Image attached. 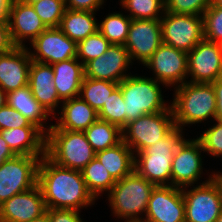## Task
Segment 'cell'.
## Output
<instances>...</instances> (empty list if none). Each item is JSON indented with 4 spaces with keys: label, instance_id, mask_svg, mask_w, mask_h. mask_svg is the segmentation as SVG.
Returning <instances> with one entry per match:
<instances>
[{
    "label": "cell",
    "instance_id": "cell-6",
    "mask_svg": "<svg viewBox=\"0 0 222 222\" xmlns=\"http://www.w3.org/2000/svg\"><path fill=\"white\" fill-rule=\"evenodd\" d=\"M46 156L58 166L81 171L95 158L96 152L84 132L49 129Z\"/></svg>",
    "mask_w": 222,
    "mask_h": 222
},
{
    "label": "cell",
    "instance_id": "cell-3",
    "mask_svg": "<svg viewBox=\"0 0 222 222\" xmlns=\"http://www.w3.org/2000/svg\"><path fill=\"white\" fill-rule=\"evenodd\" d=\"M183 129L174 127L154 145L135 154L134 170L155 186L171 185L172 160L184 139Z\"/></svg>",
    "mask_w": 222,
    "mask_h": 222
},
{
    "label": "cell",
    "instance_id": "cell-9",
    "mask_svg": "<svg viewBox=\"0 0 222 222\" xmlns=\"http://www.w3.org/2000/svg\"><path fill=\"white\" fill-rule=\"evenodd\" d=\"M38 156L15 155L0 166V205L37 185Z\"/></svg>",
    "mask_w": 222,
    "mask_h": 222
},
{
    "label": "cell",
    "instance_id": "cell-49",
    "mask_svg": "<svg viewBox=\"0 0 222 222\" xmlns=\"http://www.w3.org/2000/svg\"><path fill=\"white\" fill-rule=\"evenodd\" d=\"M211 5L222 7V0H212Z\"/></svg>",
    "mask_w": 222,
    "mask_h": 222
},
{
    "label": "cell",
    "instance_id": "cell-43",
    "mask_svg": "<svg viewBox=\"0 0 222 222\" xmlns=\"http://www.w3.org/2000/svg\"><path fill=\"white\" fill-rule=\"evenodd\" d=\"M216 98L215 120L222 121V78L212 82Z\"/></svg>",
    "mask_w": 222,
    "mask_h": 222
},
{
    "label": "cell",
    "instance_id": "cell-34",
    "mask_svg": "<svg viewBox=\"0 0 222 222\" xmlns=\"http://www.w3.org/2000/svg\"><path fill=\"white\" fill-rule=\"evenodd\" d=\"M112 44L99 32L77 43L76 58L85 66L89 61L103 55Z\"/></svg>",
    "mask_w": 222,
    "mask_h": 222
},
{
    "label": "cell",
    "instance_id": "cell-48",
    "mask_svg": "<svg viewBox=\"0 0 222 222\" xmlns=\"http://www.w3.org/2000/svg\"><path fill=\"white\" fill-rule=\"evenodd\" d=\"M212 173V179L218 180L220 182H222V172L218 171V172H211Z\"/></svg>",
    "mask_w": 222,
    "mask_h": 222
},
{
    "label": "cell",
    "instance_id": "cell-50",
    "mask_svg": "<svg viewBox=\"0 0 222 222\" xmlns=\"http://www.w3.org/2000/svg\"><path fill=\"white\" fill-rule=\"evenodd\" d=\"M17 1L23 2L26 4H33V3L39 2L40 0H17Z\"/></svg>",
    "mask_w": 222,
    "mask_h": 222
},
{
    "label": "cell",
    "instance_id": "cell-36",
    "mask_svg": "<svg viewBox=\"0 0 222 222\" xmlns=\"http://www.w3.org/2000/svg\"><path fill=\"white\" fill-rule=\"evenodd\" d=\"M202 17L204 39L218 43L222 39V7L210 5Z\"/></svg>",
    "mask_w": 222,
    "mask_h": 222
},
{
    "label": "cell",
    "instance_id": "cell-17",
    "mask_svg": "<svg viewBox=\"0 0 222 222\" xmlns=\"http://www.w3.org/2000/svg\"><path fill=\"white\" fill-rule=\"evenodd\" d=\"M132 63L124 45L112 44L103 55L84 66L85 77L120 83L131 75L127 72Z\"/></svg>",
    "mask_w": 222,
    "mask_h": 222
},
{
    "label": "cell",
    "instance_id": "cell-32",
    "mask_svg": "<svg viewBox=\"0 0 222 222\" xmlns=\"http://www.w3.org/2000/svg\"><path fill=\"white\" fill-rule=\"evenodd\" d=\"M131 19L160 20L165 13V0H120Z\"/></svg>",
    "mask_w": 222,
    "mask_h": 222
},
{
    "label": "cell",
    "instance_id": "cell-53",
    "mask_svg": "<svg viewBox=\"0 0 222 222\" xmlns=\"http://www.w3.org/2000/svg\"><path fill=\"white\" fill-rule=\"evenodd\" d=\"M218 43H219L220 49L222 51V39Z\"/></svg>",
    "mask_w": 222,
    "mask_h": 222
},
{
    "label": "cell",
    "instance_id": "cell-37",
    "mask_svg": "<svg viewBox=\"0 0 222 222\" xmlns=\"http://www.w3.org/2000/svg\"><path fill=\"white\" fill-rule=\"evenodd\" d=\"M213 127L204 130L197 139L202 145L203 153L212 155V157L222 158V121L214 120Z\"/></svg>",
    "mask_w": 222,
    "mask_h": 222
},
{
    "label": "cell",
    "instance_id": "cell-15",
    "mask_svg": "<svg viewBox=\"0 0 222 222\" xmlns=\"http://www.w3.org/2000/svg\"><path fill=\"white\" fill-rule=\"evenodd\" d=\"M162 43L160 20H131L124 44L131 61L144 65Z\"/></svg>",
    "mask_w": 222,
    "mask_h": 222
},
{
    "label": "cell",
    "instance_id": "cell-31",
    "mask_svg": "<svg viewBox=\"0 0 222 222\" xmlns=\"http://www.w3.org/2000/svg\"><path fill=\"white\" fill-rule=\"evenodd\" d=\"M131 18L121 12H113L108 14L103 21L98 24V31L111 43L116 45H124Z\"/></svg>",
    "mask_w": 222,
    "mask_h": 222
},
{
    "label": "cell",
    "instance_id": "cell-45",
    "mask_svg": "<svg viewBox=\"0 0 222 222\" xmlns=\"http://www.w3.org/2000/svg\"><path fill=\"white\" fill-rule=\"evenodd\" d=\"M12 0H0V22L8 21V14Z\"/></svg>",
    "mask_w": 222,
    "mask_h": 222
},
{
    "label": "cell",
    "instance_id": "cell-52",
    "mask_svg": "<svg viewBox=\"0 0 222 222\" xmlns=\"http://www.w3.org/2000/svg\"><path fill=\"white\" fill-rule=\"evenodd\" d=\"M215 222H222V211H221V214L219 215V217L216 219Z\"/></svg>",
    "mask_w": 222,
    "mask_h": 222
},
{
    "label": "cell",
    "instance_id": "cell-4",
    "mask_svg": "<svg viewBox=\"0 0 222 222\" xmlns=\"http://www.w3.org/2000/svg\"><path fill=\"white\" fill-rule=\"evenodd\" d=\"M154 187L155 185L135 170L116 181L107 194L112 214L125 222H137L143 219Z\"/></svg>",
    "mask_w": 222,
    "mask_h": 222
},
{
    "label": "cell",
    "instance_id": "cell-16",
    "mask_svg": "<svg viewBox=\"0 0 222 222\" xmlns=\"http://www.w3.org/2000/svg\"><path fill=\"white\" fill-rule=\"evenodd\" d=\"M144 218L156 222H185L182 188L172 185L155 186Z\"/></svg>",
    "mask_w": 222,
    "mask_h": 222
},
{
    "label": "cell",
    "instance_id": "cell-11",
    "mask_svg": "<svg viewBox=\"0 0 222 222\" xmlns=\"http://www.w3.org/2000/svg\"><path fill=\"white\" fill-rule=\"evenodd\" d=\"M154 73L151 77L165 87H178L187 82V53L162 43L143 65Z\"/></svg>",
    "mask_w": 222,
    "mask_h": 222
},
{
    "label": "cell",
    "instance_id": "cell-27",
    "mask_svg": "<svg viewBox=\"0 0 222 222\" xmlns=\"http://www.w3.org/2000/svg\"><path fill=\"white\" fill-rule=\"evenodd\" d=\"M96 12L66 9L59 29L76 43L98 31Z\"/></svg>",
    "mask_w": 222,
    "mask_h": 222
},
{
    "label": "cell",
    "instance_id": "cell-22",
    "mask_svg": "<svg viewBox=\"0 0 222 222\" xmlns=\"http://www.w3.org/2000/svg\"><path fill=\"white\" fill-rule=\"evenodd\" d=\"M0 134L15 155H46V134L37 126L3 129Z\"/></svg>",
    "mask_w": 222,
    "mask_h": 222
},
{
    "label": "cell",
    "instance_id": "cell-40",
    "mask_svg": "<svg viewBox=\"0 0 222 222\" xmlns=\"http://www.w3.org/2000/svg\"><path fill=\"white\" fill-rule=\"evenodd\" d=\"M80 212L74 209L47 208L49 222H84Z\"/></svg>",
    "mask_w": 222,
    "mask_h": 222
},
{
    "label": "cell",
    "instance_id": "cell-21",
    "mask_svg": "<svg viewBox=\"0 0 222 222\" xmlns=\"http://www.w3.org/2000/svg\"><path fill=\"white\" fill-rule=\"evenodd\" d=\"M31 62L27 46L0 54V88L8 94L27 86Z\"/></svg>",
    "mask_w": 222,
    "mask_h": 222
},
{
    "label": "cell",
    "instance_id": "cell-38",
    "mask_svg": "<svg viewBox=\"0 0 222 222\" xmlns=\"http://www.w3.org/2000/svg\"><path fill=\"white\" fill-rule=\"evenodd\" d=\"M212 0H165V11L202 16Z\"/></svg>",
    "mask_w": 222,
    "mask_h": 222
},
{
    "label": "cell",
    "instance_id": "cell-33",
    "mask_svg": "<svg viewBox=\"0 0 222 222\" xmlns=\"http://www.w3.org/2000/svg\"><path fill=\"white\" fill-rule=\"evenodd\" d=\"M98 118L117 125L121 130L126 126L125 102L119 86L98 112Z\"/></svg>",
    "mask_w": 222,
    "mask_h": 222
},
{
    "label": "cell",
    "instance_id": "cell-25",
    "mask_svg": "<svg viewBox=\"0 0 222 222\" xmlns=\"http://www.w3.org/2000/svg\"><path fill=\"white\" fill-rule=\"evenodd\" d=\"M7 96L8 105L23 115L29 122L39 127L45 134L48 133L52 124L47 126L46 121L50 115L33 97L29 85L9 92Z\"/></svg>",
    "mask_w": 222,
    "mask_h": 222
},
{
    "label": "cell",
    "instance_id": "cell-2",
    "mask_svg": "<svg viewBox=\"0 0 222 222\" xmlns=\"http://www.w3.org/2000/svg\"><path fill=\"white\" fill-rule=\"evenodd\" d=\"M171 108L175 126L204 123L209 118L215 120L216 98L212 83L185 82L174 88Z\"/></svg>",
    "mask_w": 222,
    "mask_h": 222
},
{
    "label": "cell",
    "instance_id": "cell-18",
    "mask_svg": "<svg viewBox=\"0 0 222 222\" xmlns=\"http://www.w3.org/2000/svg\"><path fill=\"white\" fill-rule=\"evenodd\" d=\"M47 207L39 185L12 196L0 205V219L3 222H30L44 214Z\"/></svg>",
    "mask_w": 222,
    "mask_h": 222
},
{
    "label": "cell",
    "instance_id": "cell-39",
    "mask_svg": "<svg viewBox=\"0 0 222 222\" xmlns=\"http://www.w3.org/2000/svg\"><path fill=\"white\" fill-rule=\"evenodd\" d=\"M36 126L29 122L23 115L6 104L0 108V130Z\"/></svg>",
    "mask_w": 222,
    "mask_h": 222
},
{
    "label": "cell",
    "instance_id": "cell-35",
    "mask_svg": "<svg viewBox=\"0 0 222 222\" xmlns=\"http://www.w3.org/2000/svg\"><path fill=\"white\" fill-rule=\"evenodd\" d=\"M31 5L47 28H59L66 10L65 0H40Z\"/></svg>",
    "mask_w": 222,
    "mask_h": 222
},
{
    "label": "cell",
    "instance_id": "cell-47",
    "mask_svg": "<svg viewBox=\"0 0 222 222\" xmlns=\"http://www.w3.org/2000/svg\"><path fill=\"white\" fill-rule=\"evenodd\" d=\"M7 100V93L0 88V108L7 104Z\"/></svg>",
    "mask_w": 222,
    "mask_h": 222
},
{
    "label": "cell",
    "instance_id": "cell-10",
    "mask_svg": "<svg viewBox=\"0 0 222 222\" xmlns=\"http://www.w3.org/2000/svg\"><path fill=\"white\" fill-rule=\"evenodd\" d=\"M160 23L163 43L186 53L204 39L202 16L165 11Z\"/></svg>",
    "mask_w": 222,
    "mask_h": 222
},
{
    "label": "cell",
    "instance_id": "cell-1",
    "mask_svg": "<svg viewBox=\"0 0 222 222\" xmlns=\"http://www.w3.org/2000/svg\"><path fill=\"white\" fill-rule=\"evenodd\" d=\"M37 184L47 208L81 211L96 201L80 170L58 166L46 155L39 162Z\"/></svg>",
    "mask_w": 222,
    "mask_h": 222
},
{
    "label": "cell",
    "instance_id": "cell-41",
    "mask_svg": "<svg viewBox=\"0 0 222 222\" xmlns=\"http://www.w3.org/2000/svg\"><path fill=\"white\" fill-rule=\"evenodd\" d=\"M104 0H65L66 9L97 12Z\"/></svg>",
    "mask_w": 222,
    "mask_h": 222
},
{
    "label": "cell",
    "instance_id": "cell-42",
    "mask_svg": "<svg viewBox=\"0 0 222 222\" xmlns=\"http://www.w3.org/2000/svg\"><path fill=\"white\" fill-rule=\"evenodd\" d=\"M16 45L13 43L8 21L0 22V54L12 51Z\"/></svg>",
    "mask_w": 222,
    "mask_h": 222
},
{
    "label": "cell",
    "instance_id": "cell-12",
    "mask_svg": "<svg viewBox=\"0 0 222 222\" xmlns=\"http://www.w3.org/2000/svg\"><path fill=\"white\" fill-rule=\"evenodd\" d=\"M204 151L199 140L183 139L176 148L172 160L171 185L175 187H191L198 182L203 174V159L201 152Z\"/></svg>",
    "mask_w": 222,
    "mask_h": 222
},
{
    "label": "cell",
    "instance_id": "cell-23",
    "mask_svg": "<svg viewBox=\"0 0 222 222\" xmlns=\"http://www.w3.org/2000/svg\"><path fill=\"white\" fill-rule=\"evenodd\" d=\"M57 111L58 121L52 124L50 129H63L69 131L84 132L90 125L96 122L98 113L79 96L62 102Z\"/></svg>",
    "mask_w": 222,
    "mask_h": 222
},
{
    "label": "cell",
    "instance_id": "cell-8",
    "mask_svg": "<svg viewBox=\"0 0 222 222\" xmlns=\"http://www.w3.org/2000/svg\"><path fill=\"white\" fill-rule=\"evenodd\" d=\"M174 127L173 111L146 114L122 129V140L136 154L164 138Z\"/></svg>",
    "mask_w": 222,
    "mask_h": 222
},
{
    "label": "cell",
    "instance_id": "cell-7",
    "mask_svg": "<svg viewBox=\"0 0 222 222\" xmlns=\"http://www.w3.org/2000/svg\"><path fill=\"white\" fill-rule=\"evenodd\" d=\"M202 184L182 188L185 222H215L222 211V182L212 174Z\"/></svg>",
    "mask_w": 222,
    "mask_h": 222
},
{
    "label": "cell",
    "instance_id": "cell-24",
    "mask_svg": "<svg viewBox=\"0 0 222 222\" xmlns=\"http://www.w3.org/2000/svg\"><path fill=\"white\" fill-rule=\"evenodd\" d=\"M54 71L53 83L62 101L79 96L81 84L85 77L84 65L71 58L51 65Z\"/></svg>",
    "mask_w": 222,
    "mask_h": 222
},
{
    "label": "cell",
    "instance_id": "cell-46",
    "mask_svg": "<svg viewBox=\"0 0 222 222\" xmlns=\"http://www.w3.org/2000/svg\"><path fill=\"white\" fill-rule=\"evenodd\" d=\"M30 222H49V214L46 211L44 214L32 219Z\"/></svg>",
    "mask_w": 222,
    "mask_h": 222
},
{
    "label": "cell",
    "instance_id": "cell-5",
    "mask_svg": "<svg viewBox=\"0 0 222 222\" xmlns=\"http://www.w3.org/2000/svg\"><path fill=\"white\" fill-rule=\"evenodd\" d=\"M161 84L153 78L129 75L119 83L125 102L126 125L140 116L172 111L163 99Z\"/></svg>",
    "mask_w": 222,
    "mask_h": 222
},
{
    "label": "cell",
    "instance_id": "cell-13",
    "mask_svg": "<svg viewBox=\"0 0 222 222\" xmlns=\"http://www.w3.org/2000/svg\"><path fill=\"white\" fill-rule=\"evenodd\" d=\"M188 74L193 83H212L222 78V51L219 43L201 40L189 53Z\"/></svg>",
    "mask_w": 222,
    "mask_h": 222
},
{
    "label": "cell",
    "instance_id": "cell-28",
    "mask_svg": "<svg viewBox=\"0 0 222 222\" xmlns=\"http://www.w3.org/2000/svg\"><path fill=\"white\" fill-rule=\"evenodd\" d=\"M84 133L95 152L115 146L122 140V130L101 119L90 125Z\"/></svg>",
    "mask_w": 222,
    "mask_h": 222
},
{
    "label": "cell",
    "instance_id": "cell-29",
    "mask_svg": "<svg viewBox=\"0 0 222 222\" xmlns=\"http://www.w3.org/2000/svg\"><path fill=\"white\" fill-rule=\"evenodd\" d=\"M83 179L89 192L97 200L102 193H109L116 181L104 168L98 158L91 160L82 170ZM99 196V197H98Z\"/></svg>",
    "mask_w": 222,
    "mask_h": 222
},
{
    "label": "cell",
    "instance_id": "cell-19",
    "mask_svg": "<svg viewBox=\"0 0 222 222\" xmlns=\"http://www.w3.org/2000/svg\"><path fill=\"white\" fill-rule=\"evenodd\" d=\"M8 23L13 43L25 47V41L30 43L45 31L47 27L36 14L31 4L12 0L10 4Z\"/></svg>",
    "mask_w": 222,
    "mask_h": 222
},
{
    "label": "cell",
    "instance_id": "cell-30",
    "mask_svg": "<svg viewBox=\"0 0 222 222\" xmlns=\"http://www.w3.org/2000/svg\"><path fill=\"white\" fill-rule=\"evenodd\" d=\"M118 86L119 83L84 77L79 97L98 113Z\"/></svg>",
    "mask_w": 222,
    "mask_h": 222
},
{
    "label": "cell",
    "instance_id": "cell-14",
    "mask_svg": "<svg viewBox=\"0 0 222 222\" xmlns=\"http://www.w3.org/2000/svg\"><path fill=\"white\" fill-rule=\"evenodd\" d=\"M27 47L31 60L53 65L77 56V43L67 37L59 28H47ZM34 52V53H33Z\"/></svg>",
    "mask_w": 222,
    "mask_h": 222
},
{
    "label": "cell",
    "instance_id": "cell-20",
    "mask_svg": "<svg viewBox=\"0 0 222 222\" xmlns=\"http://www.w3.org/2000/svg\"><path fill=\"white\" fill-rule=\"evenodd\" d=\"M54 71L50 64L40 63L33 61L29 67V80L33 97L43 107V109L53 118H57L56 111L62 100L59 98L58 93L53 83Z\"/></svg>",
    "mask_w": 222,
    "mask_h": 222
},
{
    "label": "cell",
    "instance_id": "cell-26",
    "mask_svg": "<svg viewBox=\"0 0 222 222\" xmlns=\"http://www.w3.org/2000/svg\"><path fill=\"white\" fill-rule=\"evenodd\" d=\"M95 157L115 181L121 180L134 171L135 154L123 140L115 146L96 152Z\"/></svg>",
    "mask_w": 222,
    "mask_h": 222
},
{
    "label": "cell",
    "instance_id": "cell-44",
    "mask_svg": "<svg viewBox=\"0 0 222 222\" xmlns=\"http://www.w3.org/2000/svg\"><path fill=\"white\" fill-rule=\"evenodd\" d=\"M15 154L9 148L7 142L2 138L0 134V166L7 160L14 157Z\"/></svg>",
    "mask_w": 222,
    "mask_h": 222
},
{
    "label": "cell",
    "instance_id": "cell-51",
    "mask_svg": "<svg viewBox=\"0 0 222 222\" xmlns=\"http://www.w3.org/2000/svg\"><path fill=\"white\" fill-rule=\"evenodd\" d=\"M137 222H156V221H153V220L148 219V218H143V219L138 220Z\"/></svg>",
    "mask_w": 222,
    "mask_h": 222
}]
</instances>
